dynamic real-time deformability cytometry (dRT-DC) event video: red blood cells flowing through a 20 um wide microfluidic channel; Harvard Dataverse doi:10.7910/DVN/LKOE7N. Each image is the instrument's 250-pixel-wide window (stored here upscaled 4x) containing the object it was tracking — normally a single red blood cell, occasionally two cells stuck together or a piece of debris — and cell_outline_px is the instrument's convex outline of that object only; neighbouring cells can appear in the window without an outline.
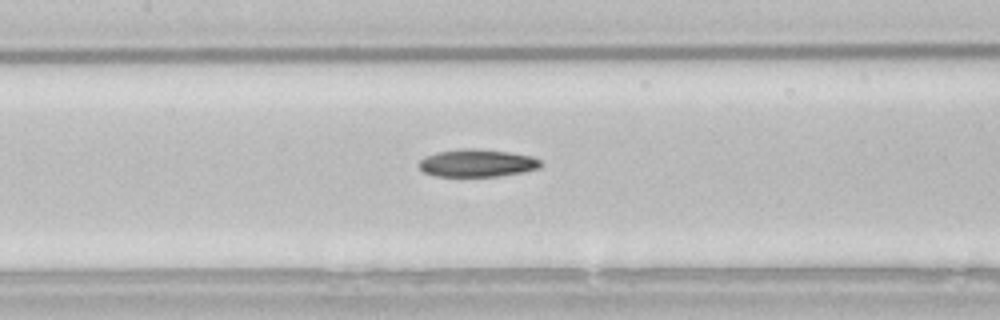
{"species": "common noctule bat (a hibernating species)", "species_latin": "Nyctalus noctula", "temperature_condition": "room temperature", "stored_images_in_passage": 32, "camera_frame_rate_fps": 3000, "um_per_image_px": 0.085, "animal": {"sex": "male", "body_mass_g": 21.5, "forearm_length_mm": 52.0}, "frame": {"image": 1, "passage_image": 14, "time_ms": 4.333, "image_size_px": [1000, 320], "cell_outline_px": [[540, 168], [524, 172], [496, 176], [436, 176], [424, 172], [416, 164], [424, 156], [436, 152], [460, 148], [476, 148], [508, 152], [532, 156], [540, 160]], "centroid_in_image_um": [40.51, 13.85], "position_along_channel_um": 166.9, "area_um2": 19.71}}